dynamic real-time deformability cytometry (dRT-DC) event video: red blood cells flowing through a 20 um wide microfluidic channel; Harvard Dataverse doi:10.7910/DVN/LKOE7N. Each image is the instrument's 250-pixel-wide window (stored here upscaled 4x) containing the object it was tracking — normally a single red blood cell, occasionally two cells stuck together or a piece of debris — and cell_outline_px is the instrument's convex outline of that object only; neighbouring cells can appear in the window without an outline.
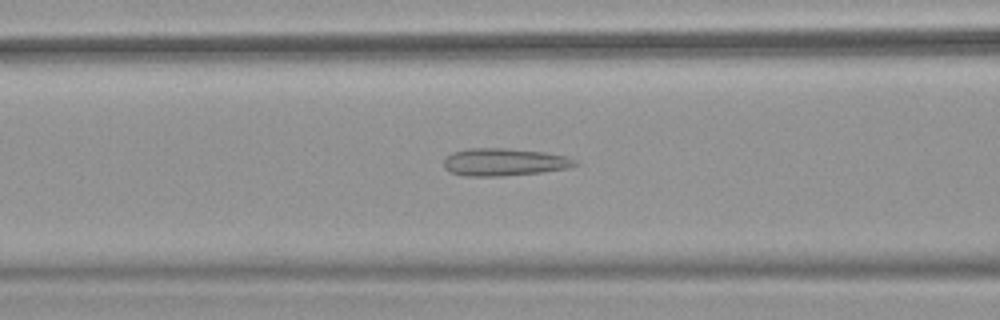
{"species": "common noctule bat (a hibernating species)", "species_latin": "Nyctalus noctula", "temperature_condition": "warm", "stored_images_in_passage": 51, "camera_frame_rate_fps": 3000, "um_per_image_px": 0.085, "animal": {"sex": "female", "body_mass_g": 18.4}, "frame": {"image": 1, "passage_image": 21, "time_ms": 6.667, "image_size_px": [1000, 320], "cell_outline_px": [[580, 164], [568, 168], [540, 172], [504, 176], [464, 176], [452, 172], [444, 168], [444, 160], [452, 152], [468, 148], [504, 148], [544, 152], [568, 156], [576, 160]], "centroid_in_image_um": [42.87, 13.77], "position_along_channel_um": 123.7, "area_um2": 21.1}}
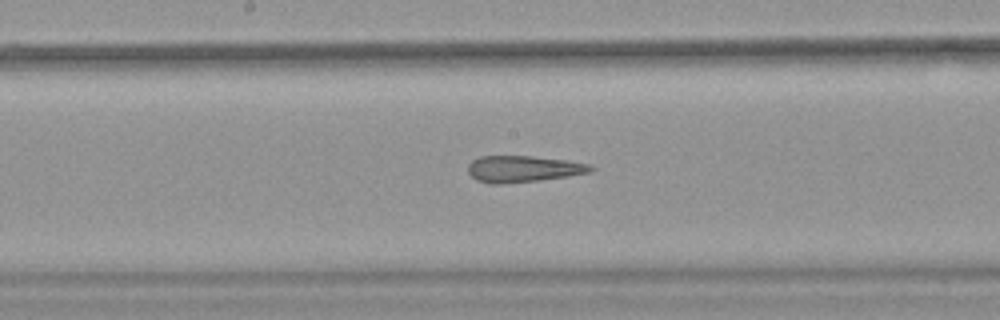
{"frame": {"image": 2, "passage_image": 27, "time_ms": 8.667, "image_size_px": [1000, 320], "cell_outline_px": [[596, 168], [592, 172], [568, 176], [540, 180], [500, 184], [488, 184], [476, 180], [468, 172], [468, 164], [472, 160], [480, 156], [532, 156], [568, 160], [588, 164]], "centroid_in_image_um": [44.47, 14.36], "position_along_channel_um": 203.7, "area_um2": 19.07}}
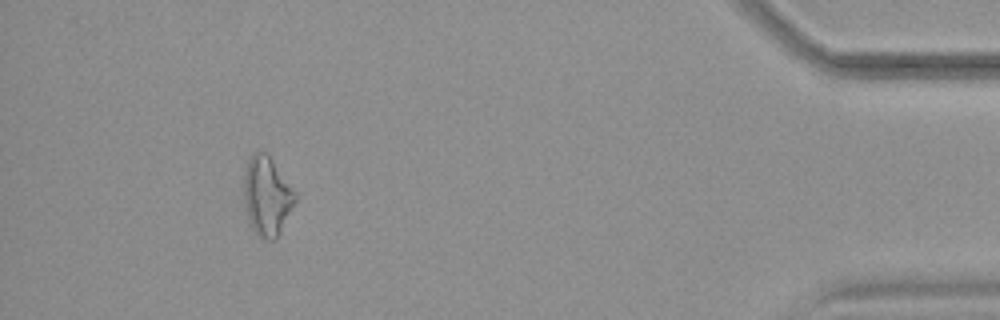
{"frame": {"image": 3, "passage_image": 47, "time_ms": 15.333, "image_size_px": [1000, 320], "cell_outline_px": [[296, 200], [276, 240], [268, 240], [260, 236], [252, 228], [248, 220], [244, 200], [244, 172], [248, 160], [252, 152], [264, 152], [272, 160], [296, 196]], "centroid_in_image_um": [22.65, 16.68], "position_along_channel_um": 412.5, "area_um2": 23.0}, "authors_computed_cell_mechanics": {"area_um2": 22.542, "velocity_mm_per_s": 4.0116, "shape_relaxation_time_tau1_ms": null, "shape_relaxation_time_tau2_ms": 2.5067, "deformation_change_tau1": null, "deformation_change_tau2": 0.145}}